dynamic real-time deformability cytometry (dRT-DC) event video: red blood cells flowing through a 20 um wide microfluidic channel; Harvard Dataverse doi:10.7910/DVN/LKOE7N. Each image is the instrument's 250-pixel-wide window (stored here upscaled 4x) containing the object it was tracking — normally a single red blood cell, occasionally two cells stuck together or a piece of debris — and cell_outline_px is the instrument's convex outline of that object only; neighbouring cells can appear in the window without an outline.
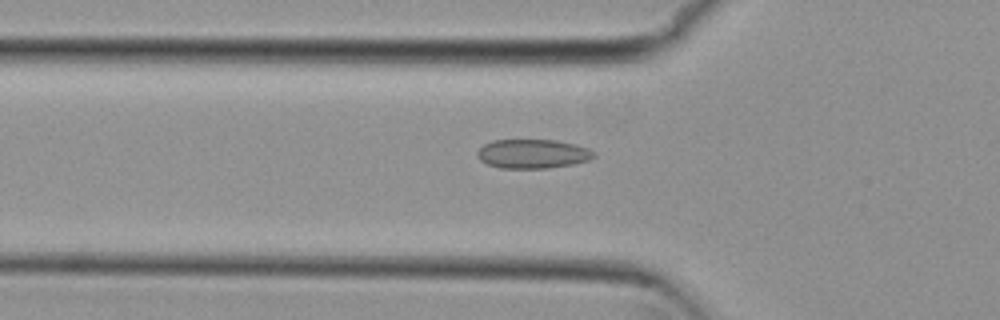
{"species": "common noctule bat (a hibernating species)", "species_latin": "Nyctalus noctula", "temperature_condition": "cold", "stored_images_in_passage": 41, "camera_frame_rate_fps": 3000, "um_per_image_px": 0.085, "animal": {"sex": "female", "body_mass_g": 29.2, "forearm_length_mm": 56.3}, "frame": {"image": 1, "passage_image": 5, "time_ms": 1.333, "image_size_px": [1000, 320], "cell_outline_px": [[596, 156], [588, 160], [572, 164], [548, 168], [500, 168], [488, 164], [480, 160], [476, 156], [476, 152], [484, 144], [492, 140], [556, 140], [576, 144], [588, 148], [596, 152]], "centroid_in_image_um": [45.28, 13.07], "position_along_channel_um": 80.5, "area_um2": 19.88}}
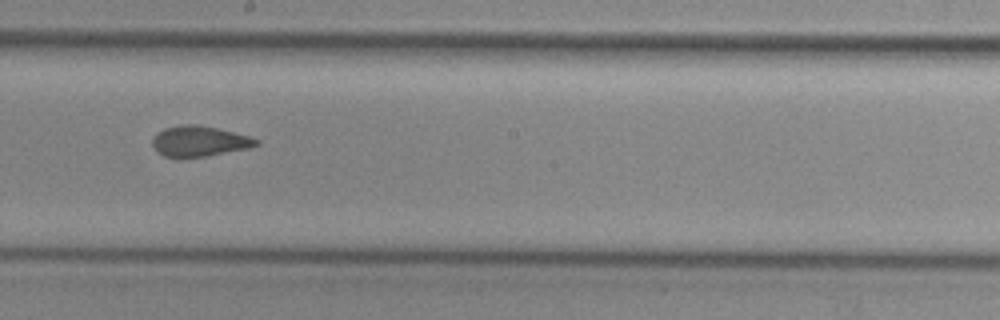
{"frame": {"image": 2, "passage_image": 17, "time_ms": 5.333, "image_size_px": [1000, 320], "cell_outline_px": [[260, 144], [248, 148], [208, 156], [164, 156], [156, 152], [152, 144], [152, 140], [164, 128], [180, 124], [196, 124], [216, 128], [248, 136], [260, 140]], "centroid_in_image_um": [16.95, 11.99], "position_along_channel_um": 231.2, "area_um2": 18.15}}
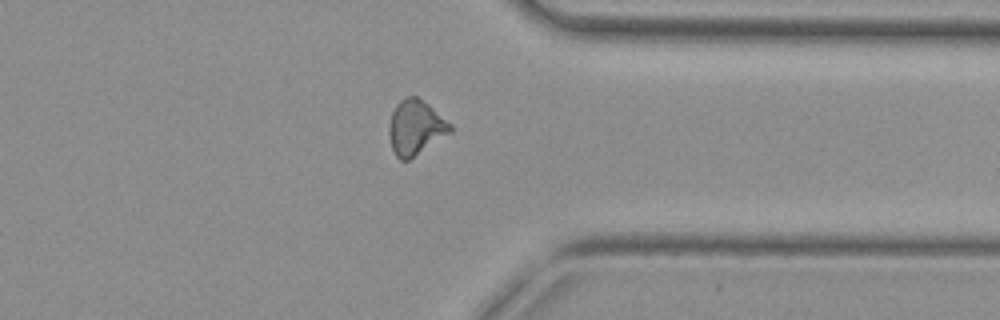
{"frame": {"image": 3, "passage_image": 29, "time_ms": 9.333, "image_size_px": [1000, 320], "cell_outline_px": [[452, 132], [408, 160], [400, 160], [396, 156], [392, 148], [388, 136], [388, 124], [392, 112], [396, 104], [400, 100], [408, 96], [416, 96], [428, 104], [452, 124]], "centroid_in_image_um": [35.31, 10.83], "position_along_channel_um": 376.1, "area_um2": 19.59}, "authors_computed_cell_mechanics": {"area_um2": 18.6694, "velocity_mm_per_s": 3.7544, "shape_relaxation_time_tau1_ms": null, "shape_relaxation_time_tau2_ms": 1.6918, "deformation_change_tau1": null, "deformation_change_tau2": 0.066}}